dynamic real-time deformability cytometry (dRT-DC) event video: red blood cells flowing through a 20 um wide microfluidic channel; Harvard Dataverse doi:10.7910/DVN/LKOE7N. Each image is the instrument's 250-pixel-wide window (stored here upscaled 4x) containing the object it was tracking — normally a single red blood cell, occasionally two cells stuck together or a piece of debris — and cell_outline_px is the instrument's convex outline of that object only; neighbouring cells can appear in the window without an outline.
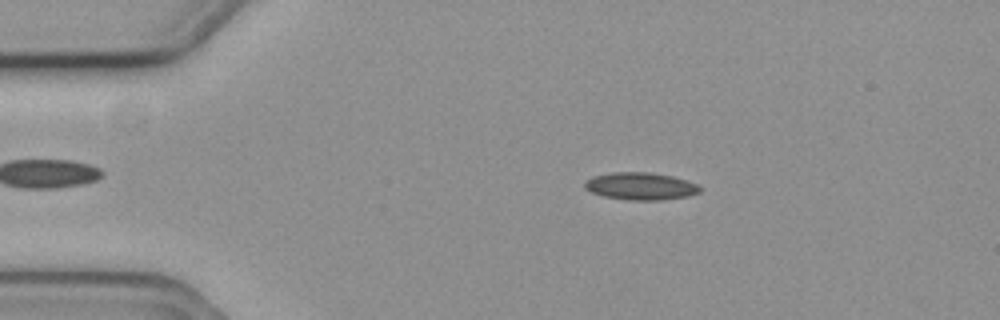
{"species": "common noctule bat (a hibernating species)", "species_latin": "Nyctalus noctula", "temperature_condition": "cold", "stored_images_in_passage": 17, "camera_frame_rate_fps": 3000, "um_per_image_px": 0.085, "animal": {"sex": "female", "body_mass_g": 19.3, "forearm_length_mm": 54.1}, "frame": {"image": 1, "passage_image": 10, "time_ms": 3.0, "image_size_px": [1000, 320], "cell_outline_px": [[704, 188], [700, 192], [688, 196], [660, 200], [632, 200], [604, 196], [592, 192], [584, 188], [584, 180], [592, 176], [612, 172], [648, 172], [672, 176], [688, 180]], "centroid_in_image_um": [54.46, 15.81], "position_along_channel_um": 30.5, "area_um2": 18.5}}